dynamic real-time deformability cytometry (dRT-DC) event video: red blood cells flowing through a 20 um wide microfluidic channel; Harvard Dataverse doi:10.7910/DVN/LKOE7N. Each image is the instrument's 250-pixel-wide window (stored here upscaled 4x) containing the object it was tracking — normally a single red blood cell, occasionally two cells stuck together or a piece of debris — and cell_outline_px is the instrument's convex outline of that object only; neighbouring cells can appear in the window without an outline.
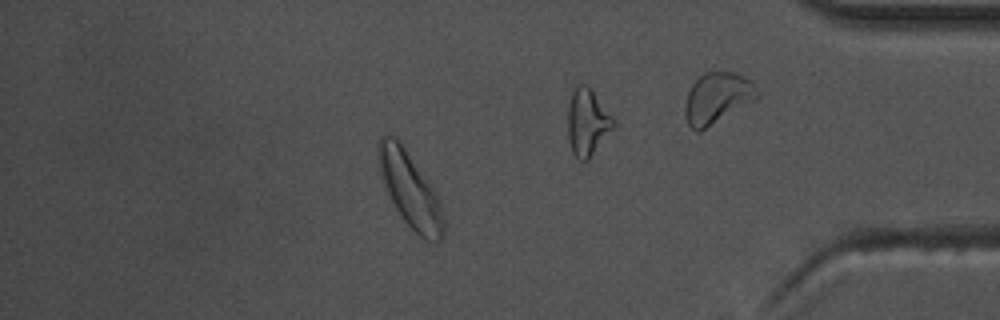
{"species": "common noctule bat (a hibernating species)", "species_latin": "Nyctalus noctula", "temperature_condition": "warm", "stored_images_in_passage": 58, "camera_frame_rate_fps": 3000, "um_per_image_px": 0.085, "animal": {"sex": "male", "body_mass_g": 17.5, "forearm_length_mm": 52.3}, "frame": {"image": 1, "passage_image": 50, "time_ms": 16.333, "image_size_px": [1000, 320], "cell_outline_px": [[448, 228], [444, 236], [436, 244], [432, 244], [424, 240], [404, 220], [396, 208], [384, 188], [376, 156], [376, 144], [380, 136], [392, 136], [404, 148], [436, 192], [440, 200]], "centroid_in_image_um": [34.89, 16.22], "position_along_channel_um": 400.3, "area_um2": 28.84}, "authors_computed_cell_mechanics": {"area_um2": 22.4842, "velocity_mm_per_s": 3.6182, "shape_relaxation_time_tau1_ms": 3.5924, "shape_relaxation_time_tau2_ms": 3.7736, "deformation_change_tau1": 0.0921, "deformation_change_tau2": 0.0754}}